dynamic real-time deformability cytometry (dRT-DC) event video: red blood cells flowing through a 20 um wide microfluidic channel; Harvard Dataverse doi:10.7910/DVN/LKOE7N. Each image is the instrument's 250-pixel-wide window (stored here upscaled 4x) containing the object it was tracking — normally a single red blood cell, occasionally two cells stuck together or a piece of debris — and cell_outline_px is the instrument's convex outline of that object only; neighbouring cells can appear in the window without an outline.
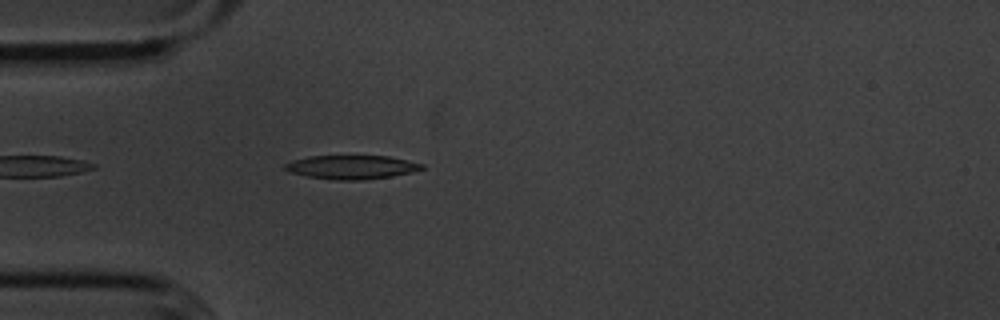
{"species": "common noctule bat (a hibernating species)", "species_latin": "Nyctalus noctula", "temperature_condition": "cold", "stored_images_in_passage": 19, "camera_frame_rate_fps": 3000, "um_per_image_px": 0.085, "animal": {"sex": "male", "body_mass_g": 20.1, "forearm_length_mm": 53.5}, "frame": {"image": 1, "passage_image": 3, "time_ms": 0.667, "image_size_px": [1000, 320], "cell_outline_px": [[424, 168], [412, 172], [392, 176], [360, 180], [336, 180], [308, 176], [288, 172], [284, 168], [284, 164], [292, 160], [308, 156], [388, 156], [424, 164]], "centroid_in_image_um": [29.86, 14.2], "position_along_channel_um": 55.1, "area_um2": 18.9}}
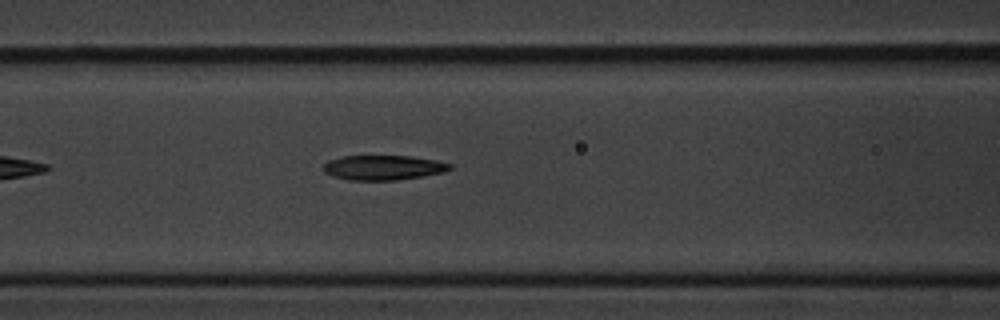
{"frame": {"image": 2, "passage_image": 10, "time_ms": 3.0, "image_size_px": [1000, 320], "cell_outline_px": [[452, 168], [444, 172], [396, 180], [348, 180], [332, 176], [324, 172], [324, 164], [328, 160], [344, 156], [412, 156], [436, 160], [452, 164]], "centroid_in_image_um": [32.57, 14.24], "position_along_channel_um": 134.0, "area_um2": 18.21}}
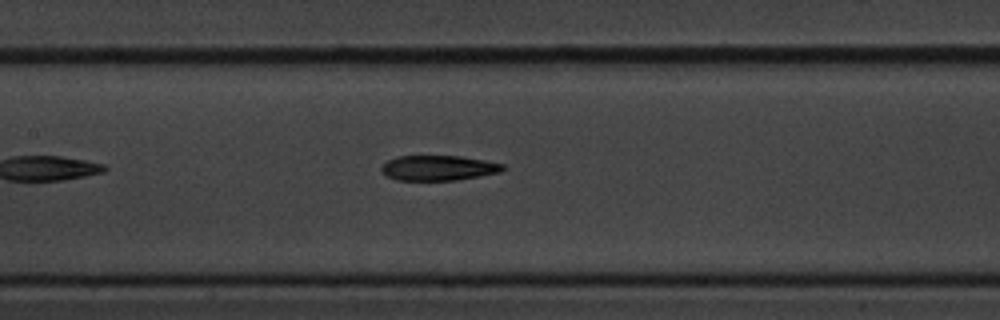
{"frame": {"image": 3, "passage_image": 13, "time_ms": 4.0, "image_size_px": [1000, 320], "cell_outline_px": [[504, 168], [500, 172], [480, 176], [456, 180], [396, 180], [380, 172], [380, 168], [388, 160], [396, 156], [460, 156], [484, 160], [504, 164]], "centroid_in_image_um": [37.24, 14.27], "position_along_channel_um": 170.2, "area_um2": 17.74}}